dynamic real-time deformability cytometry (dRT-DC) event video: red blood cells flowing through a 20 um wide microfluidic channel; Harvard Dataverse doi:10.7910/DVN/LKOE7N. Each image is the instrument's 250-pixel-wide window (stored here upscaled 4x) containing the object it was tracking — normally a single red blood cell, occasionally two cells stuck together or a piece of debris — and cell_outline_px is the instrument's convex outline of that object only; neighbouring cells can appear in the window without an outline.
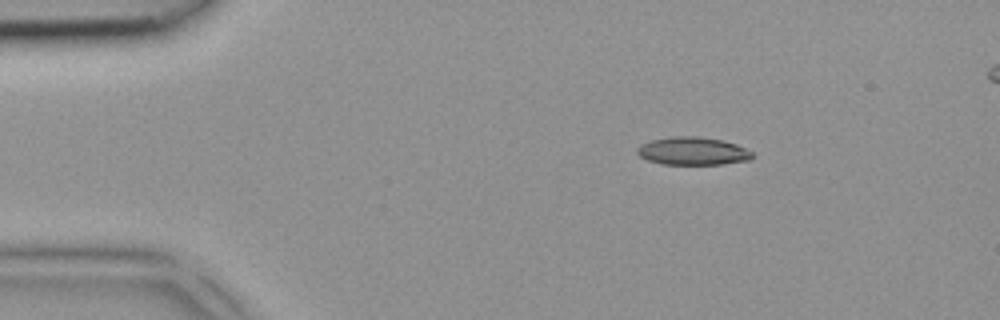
{"species": "common noctule bat (a hibernating species)", "species_latin": "Nyctalus noctula", "temperature_condition": "room temperature", "stored_images_in_passage": 5, "camera_frame_rate_fps": 3000, "um_per_image_px": 0.085, "animal": {"sex": "female", "body_mass_g": 18.4}, "frame": {"image": 1, "passage_image": 2, "time_ms": 0.333, "image_size_px": [1000, 320], "cell_outline_px": [[752, 160], [724, 164], [660, 164], [648, 160], [640, 156], [636, 152], [636, 148], [640, 144], [652, 140], [672, 136], [700, 136], [724, 140], [736, 144], [752, 152]], "centroid_in_image_um": [58.88, 12.84], "position_along_channel_um": 26.1, "area_um2": 18.9}}